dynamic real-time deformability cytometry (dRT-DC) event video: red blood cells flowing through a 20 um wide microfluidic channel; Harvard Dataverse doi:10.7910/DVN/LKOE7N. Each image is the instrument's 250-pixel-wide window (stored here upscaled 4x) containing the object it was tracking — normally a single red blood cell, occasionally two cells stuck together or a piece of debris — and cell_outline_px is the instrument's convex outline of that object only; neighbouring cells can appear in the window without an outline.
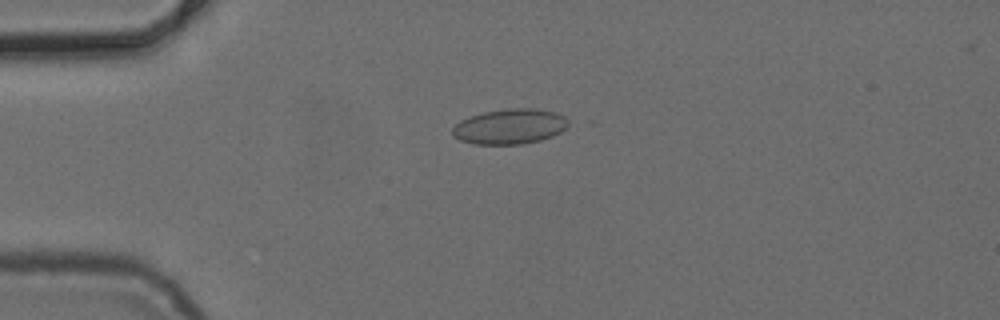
{"species": "common noctule bat (a hibernating species)", "species_latin": "Nyctalus noctula", "temperature_condition": "cold", "stored_images_in_passage": 5, "camera_frame_rate_fps": 3000, "um_per_image_px": 0.085, "animal": {"sex": "female", "body_mass_g": 24.6, "forearm_length_mm": 56.2}, "frame": {"image": 1, "passage_image": 2, "time_ms": 1.0, "image_size_px": [1000, 320], "cell_outline_px": [[576, 124], [552, 136], [540, 140], [524, 144], [472, 144], [460, 140], [452, 136], [452, 128], [460, 120], [468, 116], [484, 112], [508, 108], [532, 108], [556, 112], [572, 120]], "centroid_in_image_um": [43.4, 10.75], "position_along_channel_um": 41.6, "area_um2": 24.33}}
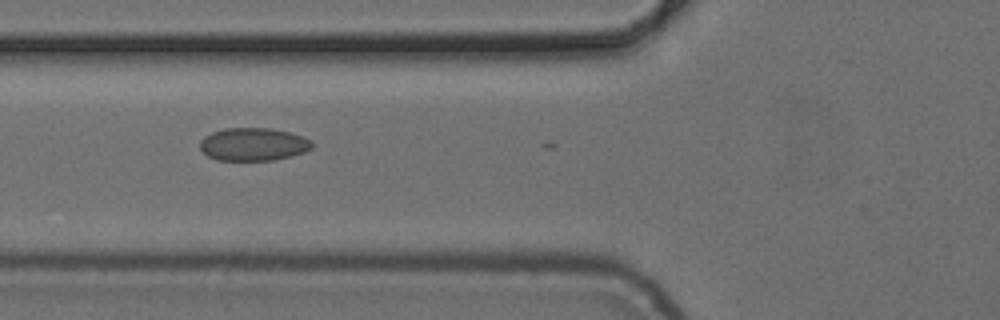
{"frame": {"image": 2, "passage_image": 4, "time_ms": 3.333, "image_size_px": [1000, 320], "cell_outline_px": [[312, 148], [304, 152], [292, 156], [272, 160], [216, 160], [208, 156], [200, 148], [200, 140], [204, 136], [212, 132], [224, 128], [272, 128], [288, 132], [312, 140]], "centroid_in_image_um": [21.52, 12.26], "position_along_channel_um": 104.3, "area_um2": 21.5}}